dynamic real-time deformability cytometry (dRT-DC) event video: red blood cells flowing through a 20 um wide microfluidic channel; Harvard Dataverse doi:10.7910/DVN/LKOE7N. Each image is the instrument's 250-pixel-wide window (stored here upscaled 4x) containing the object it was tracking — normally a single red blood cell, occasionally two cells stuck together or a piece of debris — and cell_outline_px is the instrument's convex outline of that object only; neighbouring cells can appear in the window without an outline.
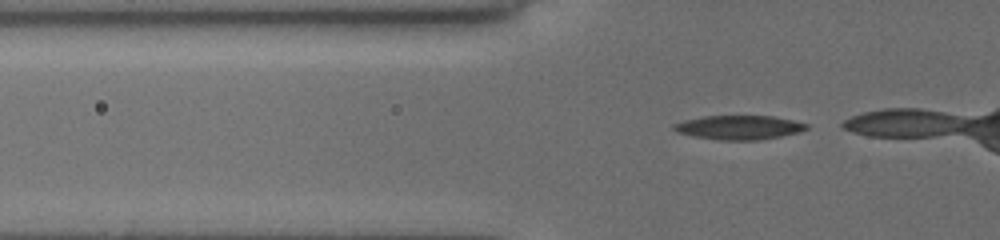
{"species": "common noctule bat (a hibernating species)", "species_latin": "Nyctalus noctula", "temperature_condition": "cold", "stored_images_in_passage": 8, "camera_frame_rate_fps": 3000, "um_per_image_px": 0.085, "animal": {"sex": "female", "body_mass_g": 19.5, "forearm_length_mm": 54.1}, "frame": {"image": 1, "passage_image": 2, "time_ms": 0.333, "image_size_px": [1000, 240], "cell_outline_px": [[808, 128], [800, 132], [780, 136], [756, 140], [720, 140], [692, 136], [676, 132], [672, 128], [672, 124], [684, 120], [704, 116], [772, 116], [792, 120], [808, 124]], "centroid_in_image_um": [62.78, 10.83], "position_along_channel_um": 63.0, "area_um2": 18.61}}
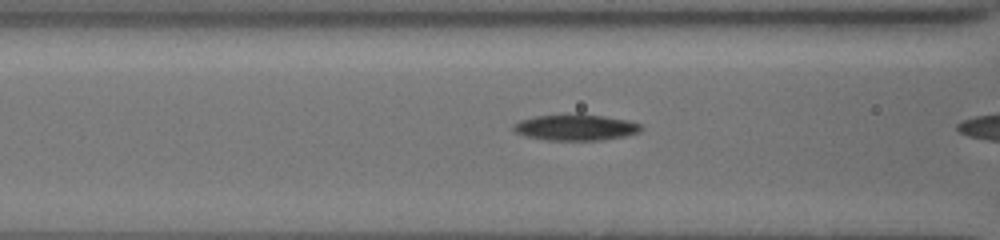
{"frame": {"image": 2, "passage_image": 7, "time_ms": 2.0, "image_size_px": [1000, 240], "cell_outline_px": [[644, 128], [640, 132], [624, 136], [604, 140], [544, 140], [524, 136], [516, 132], [512, 128], [512, 124], [520, 120], [532, 116], [576, 112], [580, 112], [628, 120], [640, 124]], "centroid_in_image_um": [48.9, 10.8], "position_along_channel_um": 117.7, "area_um2": 20.11}}